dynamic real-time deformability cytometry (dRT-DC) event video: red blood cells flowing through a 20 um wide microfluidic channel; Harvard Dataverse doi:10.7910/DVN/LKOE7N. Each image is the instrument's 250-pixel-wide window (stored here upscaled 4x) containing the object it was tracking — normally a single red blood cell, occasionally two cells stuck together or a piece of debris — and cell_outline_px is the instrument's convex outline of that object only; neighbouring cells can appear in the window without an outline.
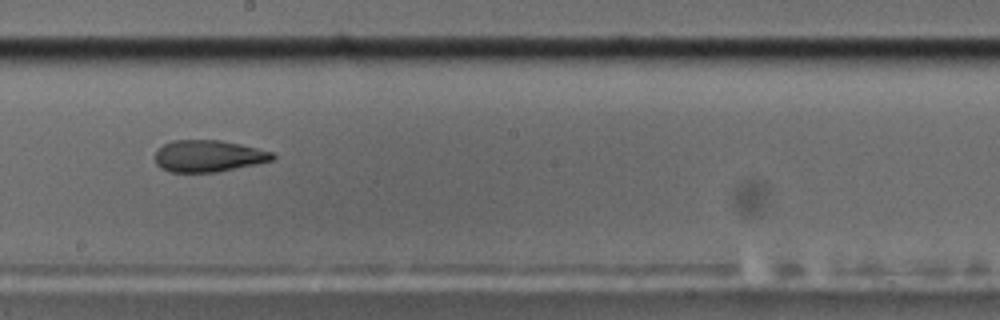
{"species": "common noctule bat (a hibernating species)", "species_latin": "Nyctalus noctula", "temperature_condition": "cold", "stored_images_in_passage": 10, "camera_frame_rate_fps": 3000, "um_per_image_px": 0.085, "animal": {"sex": "male", "body_mass_g": 17.5, "forearm_length_mm": 52.3}, "frame": {"image": 1, "passage_image": 9, "time_ms": 9.0, "image_size_px": [1000, 320], "cell_outline_px": [[276, 156], [272, 160], [256, 164], [216, 172], [168, 172], [160, 168], [156, 164], [156, 148], [172, 140], [220, 140], [240, 144], [272, 152]], "centroid_in_image_um": [17.67, 13.26], "position_along_channel_um": 230.5, "area_um2": 21.73}}
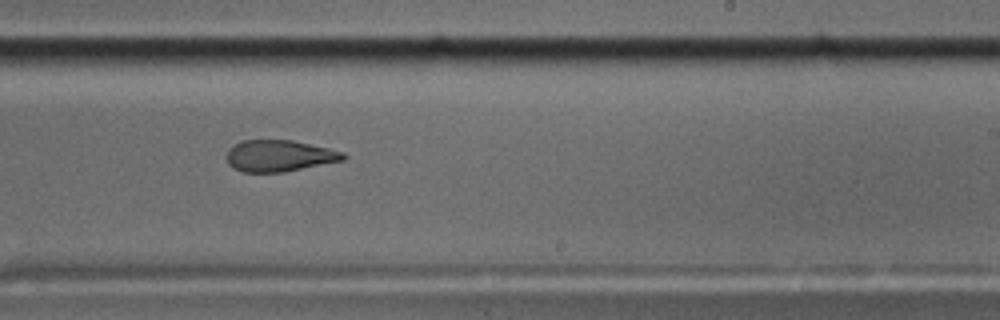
{"frame": {"image": 2, "passage_image": 10, "time_ms": 10.0, "image_size_px": [1000, 320], "cell_outline_px": [[348, 156], [344, 160], [284, 172], [240, 172], [232, 168], [228, 164], [228, 148], [244, 140], [292, 140], [328, 148], [344, 152]], "centroid_in_image_um": [23.75, 13.25], "position_along_channel_um": 265.3, "area_um2": 21.39}}